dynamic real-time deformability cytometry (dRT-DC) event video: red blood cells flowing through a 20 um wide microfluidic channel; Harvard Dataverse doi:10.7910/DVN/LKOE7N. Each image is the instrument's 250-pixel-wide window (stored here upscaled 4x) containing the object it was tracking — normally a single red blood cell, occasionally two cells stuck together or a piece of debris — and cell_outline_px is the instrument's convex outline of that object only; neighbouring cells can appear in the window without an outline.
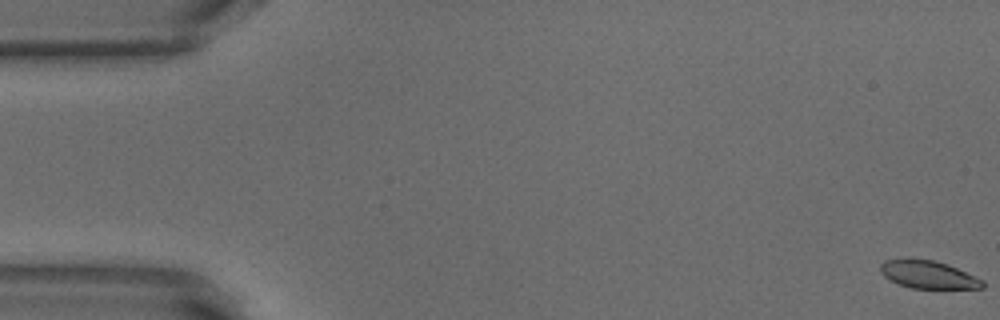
{"species": "common noctule bat (a hibernating species)", "species_latin": "Nyctalus noctula", "temperature_condition": "warm", "stored_images_in_passage": 12, "camera_frame_rate_fps": 3000, "um_per_image_px": 0.085, "animal": {"sex": "male", "body_mass_g": 18.8}, "frame": {"image": 1, "passage_image": 1, "time_ms": 0.0, "image_size_px": [1000, 320], "cell_outline_px": [[984, 288], [912, 288], [900, 284], [884, 276], [880, 272], [880, 264], [884, 260], [932, 260], [948, 264], [984, 280]], "centroid_in_image_um": [78.93, 23.35], "position_along_channel_um": 6.1, "area_um2": 16.13}}